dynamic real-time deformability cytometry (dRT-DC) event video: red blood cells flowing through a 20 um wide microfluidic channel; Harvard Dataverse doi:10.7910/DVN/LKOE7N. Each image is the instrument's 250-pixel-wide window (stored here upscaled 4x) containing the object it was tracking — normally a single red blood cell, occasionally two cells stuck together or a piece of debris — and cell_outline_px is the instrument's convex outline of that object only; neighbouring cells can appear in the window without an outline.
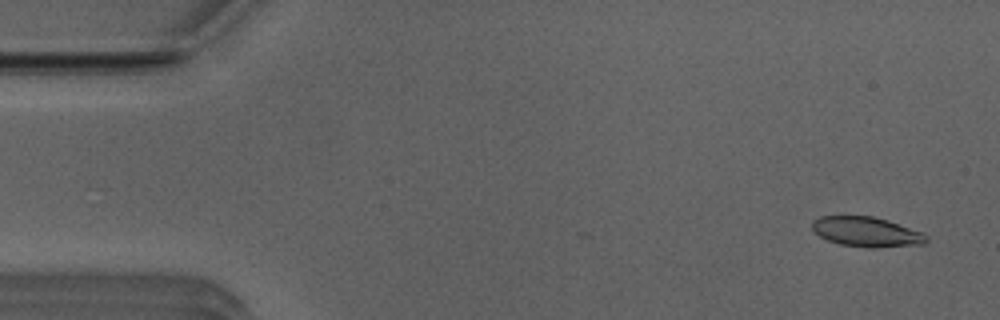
{"species": "Egyptian fruit bat (a non-hibernating species)", "species_latin": "Rousettus aegyptiacus", "temperature_condition": "room temperature", "stored_images_in_passage": 45, "camera_frame_rate_fps": 3000, "um_per_image_px": 0.085, "animal": {"sex": "male"}, "frame": {"image": 1, "passage_image": 3, "time_ms": 0.667, "image_size_px": [1000, 320], "cell_outline_px": [[928, 240], [924, 244], [876, 248], [868, 248], [840, 244], [828, 240], [820, 236], [812, 228], [812, 220], [820, 216], [872, 216], [888, 220], [924, 232], [928, 236]], "centroid_in_image_um": [73.69, 19.71], "position_along_channel_um": 11.3, "area_um2": 20.06}}
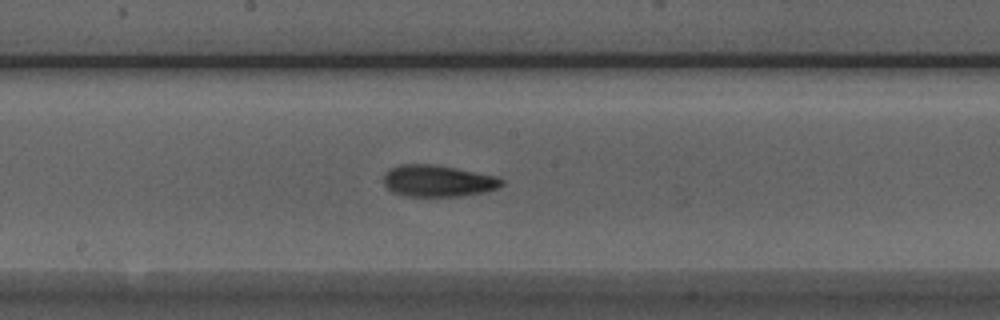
{"frame": {"image": 2, "passage_image": 27, "time_ms": 8.667, "image_size_px": [1000, 320], "cell_outline_px": [[504, 184], [500, 188], [484, 192], [460, 196], [404, 196], [392, 192], [384, 184], [384, 176], [388, 168], [400, 164], [432, 164], [456, 168], [496, 176], [504, 180]], "centroid_in_image_um": [37.22, 15.38], "position_along_channel_um": 211.0, "area_um2": 21.91}}
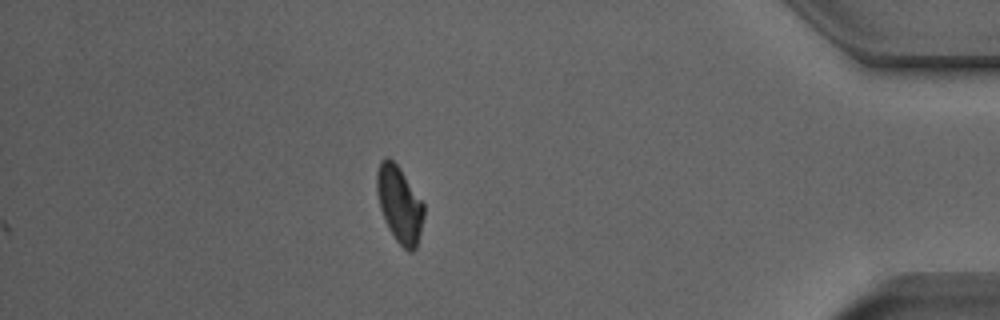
{"frame": {"image": 3, "passage_image": 45, "time_ms": 14.667, "image_size_px": [1000, 320], "cell_outline_px": [[424, 216], [416, 248], [412, 252], [408, 252], [396, 240], [388, 228], [384, 220], [380, 208], [376, 192], [376, 172], [380, 160], [388, 156], [400, 168], [424, 204]], "centroid_in_image_um": [33.93, 17.35], "position_along_channel_um": 401.3, "area_um2": 20.98}, "authors_computed_cell_mechanics": {"area_um2": 20.7502, "velocity_mm_per_s": 3.9503, "shape_relaxation_time_tau1_ms": 3.988, "shape_relaxation_time_tau2_ms": 3.5741, "deformation_change_tau1": 0.1586, "deformation_change_tau2": 0.1161}}